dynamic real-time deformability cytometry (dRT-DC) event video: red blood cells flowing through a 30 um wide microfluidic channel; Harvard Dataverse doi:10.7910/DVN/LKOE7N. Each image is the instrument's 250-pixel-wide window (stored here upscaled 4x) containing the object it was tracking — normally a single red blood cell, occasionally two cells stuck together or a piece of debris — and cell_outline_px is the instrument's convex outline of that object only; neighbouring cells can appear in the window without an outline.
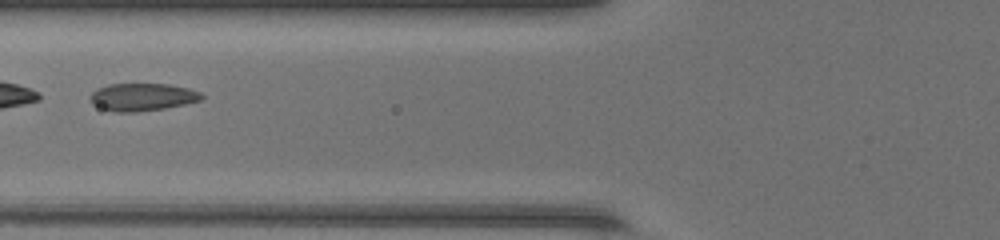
{"species": "common noctule bat (a hibernating species)", "species_latin": "Nyctalus noctula", "temperature_condition": "warm", "stored_images_in_passage": 40, "segment_of_instrument_passage": [2, 2], "camera_frame_rate_fps": 3000, "um_per_image_px": 0.085, "animal": {"sex": "female", "body_mass_g": 17.0, "forearm_length_mm": 48.0}, "frame": {"image": 1, "passage_image": 13, "time_ms": 4.0, "image_size_px": [1000, 240], "cell_outline_px": [[204, 96], [200, 100], [184, 104], [164, 108], [136, 112], [116, 112], [100, 108], [92, 104], [88, 100], [92, 92], [96, 88], [108, 84], [168, 84], [188, 88], [200, 92]], "centroid_in_image_um": [12.04, 8.24], "position_along_channel_um": 113.8, "area_um2": 17.98}}
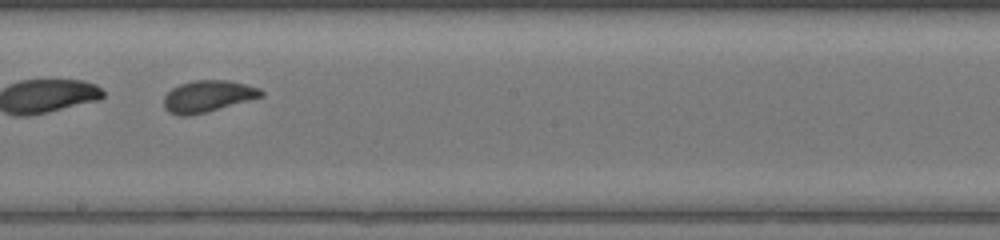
{"frame": {"image": 2, "passage_image": 21, "time_ms": 6.667, "image_size_px": [1000, 240], "cell_outline_px": [[264, 96], [204, 112], [188, 116], [180, 116], [168, 112], [164, 108], [164, 96], [172, 88], [180, 84], [192, 80], [228, 80], [260, 88], [264, 92]], "centroid_in_image_um": [17.64, 8.17], "position_along_channel_um": 230.6, "area_um2": 17.8}}
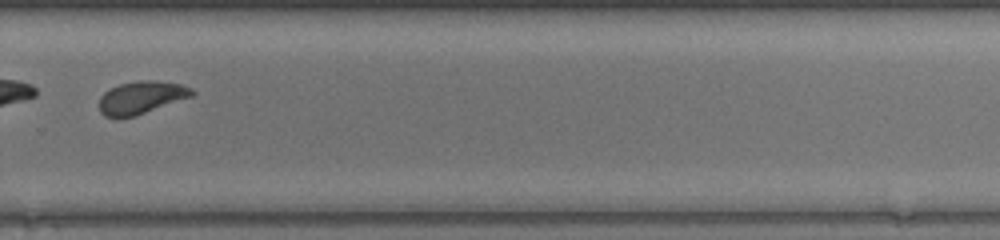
{"frame": {"image": 3, "passage_image": 27, "time_ms": 8.667, "image_size_px": [1000, 240], "cell_outline_px": [[196, 92], [192, 96], [132, 116], [116, 120], [104, 116], [100, 112], [100, 96], [104, 92], [120, 84], [140, 80], [152, 80], [180, 84], [192, 88]], "centroid_in_image_um": [11.97, 8.3], "position_along_channel_um": 317.8, "area_um2": 17.51}}